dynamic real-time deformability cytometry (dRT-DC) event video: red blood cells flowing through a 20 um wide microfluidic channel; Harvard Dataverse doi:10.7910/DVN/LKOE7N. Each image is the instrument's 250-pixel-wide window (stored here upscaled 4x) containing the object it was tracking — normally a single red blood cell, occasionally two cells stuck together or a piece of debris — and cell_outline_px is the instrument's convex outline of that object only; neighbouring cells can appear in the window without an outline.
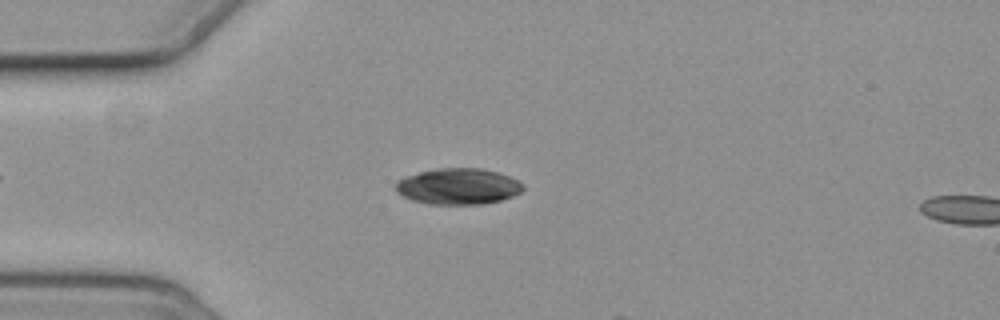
{"species": "common noctule bat (a hibernating species)", "species_latin": "Nyctalus noctula", "temperature_condition": "cold", "stored_images_in_passage": 5, "camera_frame_rate_fps": 3000, "um_per_image_px": 0.085, "animal": {"sex": "female", "body_mass_g": 19.3, "forearm_length_mm": 54.1}, "frame": {"image": 1, "passage_image": 4, "time_ms": 3.667, "image_size_px": [1000, 320], "cell_outline_px": [[524, 188], [520, 192], [512, 196], [500, 200], [480, 204], [428, 204], [412, 200], [396, 192], [396, 180], [420, 172], [436, 168], [480, 168], [496, 172], [508, 176], [524, 184]], "centroid_in_image_um": [38.93, 15.84], "position_along_channel_um": 46.1, "area_um2": 26.59}}